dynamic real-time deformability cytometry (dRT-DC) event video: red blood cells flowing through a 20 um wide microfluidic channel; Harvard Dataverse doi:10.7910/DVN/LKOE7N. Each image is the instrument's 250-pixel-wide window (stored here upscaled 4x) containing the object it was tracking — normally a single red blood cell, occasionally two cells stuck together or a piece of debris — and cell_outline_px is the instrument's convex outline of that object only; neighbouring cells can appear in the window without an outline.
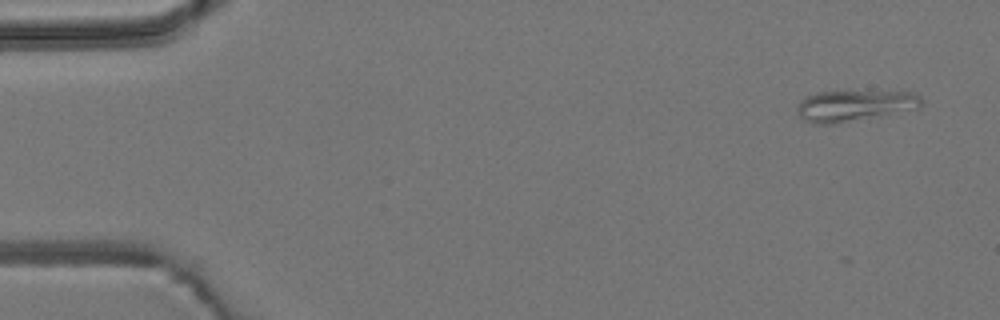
{"species": "common noctule bat (a hibernating species)", "species_latin": "Nyctalus noctula", "temperature_condition": "room temperature", "stored_images_in_passage": 6, "camera_frame_rate_fps": 3000, "um_per_image_px": 0.085, "animal": {"sex": "male", "body_mass_g": 19.2, "forearm_length_mm": 51.8}, "frame": {"image": 1, "passage_image": 1, "time_ms": 0.0, "image_size_px": [1000, 320], "cell_outline_px": [[924, 104], [920, 108], [880, 116], [836, 124], [812, 124], [804, 120], [800, 116], [796, 108], [800, 100], [816, 92], [916, 92], [924, 100]], "centroid_in_image_um": [72.67, 9.0], "position_along_channel_um": 12.3, "area_um2": 22.66}}
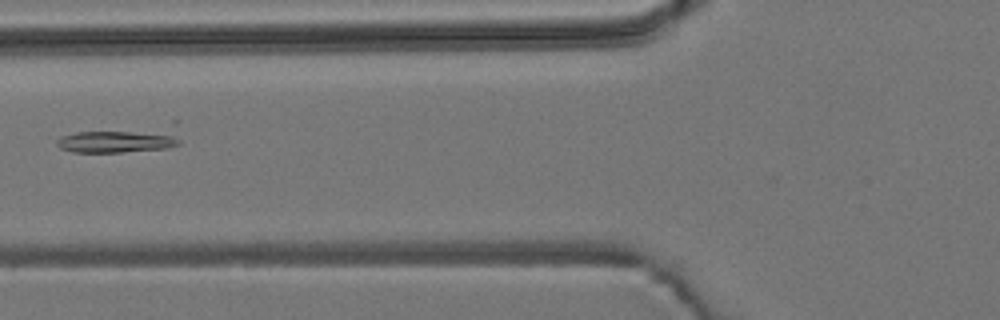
{"frame": {"image": 2, "passage_image": 6, "time_ms": 5.667, "image_size_px": [1000, 320], "cell_outline_px": [[180, 144], [168, 148], [124, 152], [72, 152], [60, 148], [56, 144], [56, 140], [60, 136], [76, 132], [172, 120], [180, 120]], "centroid_in_image_um": [10.53, 11.75], "position_along_channel_um": 115.3, "area_um2": 20.87}}